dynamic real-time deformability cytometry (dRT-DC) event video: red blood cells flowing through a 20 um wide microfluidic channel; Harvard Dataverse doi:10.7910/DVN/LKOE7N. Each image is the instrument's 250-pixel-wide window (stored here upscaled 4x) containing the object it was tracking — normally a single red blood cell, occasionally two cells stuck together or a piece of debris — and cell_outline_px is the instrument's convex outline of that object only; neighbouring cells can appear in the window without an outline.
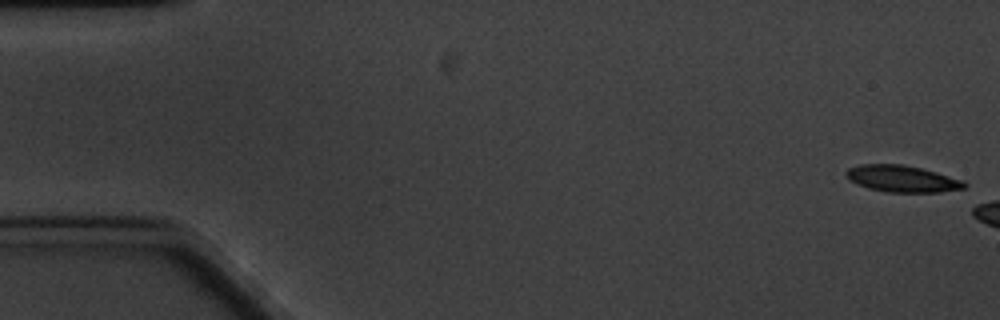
{"species": "common noctule bat (a hibernating species)", "species_latin": "Nyctalus noctula", "temperature_condition": "cold", "stored_images_in_passage": 5, "camera_frame_rate_fps": 3000, "um_per_image_px": 0.085, "animal": {"sex": "male", "body_mass_g": 20.1, "forearm_length_mm": 53.5}, "frame": {"image": 1, "passage_image": 1, "time_ms": 0.0, "image_size_px": [1000, 320], "cell_outline_px": [[968, 184], [964, 188], [940, 192], [888, 192], [868, 188], [856, 184], [848, 180], [844, 172], [848, 168], [860, 164], [904, 164], [936, 172], [964, 180]], "centroid_in_image_um": [76.66, 15.19], "position_along_channel_um": 8.3, "area_um2": 18.5}}